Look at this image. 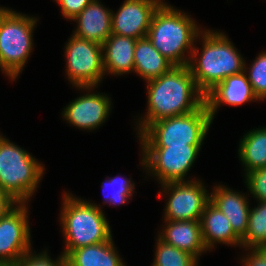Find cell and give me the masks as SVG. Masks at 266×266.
<instances>
[{
    "label": "cell",
    "mask_w": 266,
    "mask_h": 266,
    "mask_svg": "<svg viewBox=\"0 0 266 266\" xmlns=\"http://www.w3.org/2000/svg\"><path fill=\"white\" fill-rule=\"evenodd\" d=\"M146 82L148 111L146 119L140 120L138 133L150 123L189 114L205 103V95L197 87L188 65L173 66L167 73Z\"/></svg>",
    "instance_id": "cell-1"
},
{
    "label": "cell",
    "mask_w": 266,
    "mask_h": 266,
    "mask_svg": "<svg viewBox=\"0 0 266 266\" xmlns=\"http://www.w3.org/2000/svg\"><path fill=\"white\" fill-rule=\"evenodd\" d=\"M198 29L195 21L185 13L162 3L153 14L147 37L174 66H186L190 62L184 58L187 49L192 50V57L198 56V50L192 47L200 33Z\"/></svg>",
    "instance_id": "cell-2"
},
{
    "label": "cell",
    "mask_w": 266,
    "mask_h": 266,
    "mask_svg": "<svg viewBox=\"0 0 266 266\" xmlns=\"http://www.w3.org/2000/svg\"><path fill=\"white\" fill-rule=\"evenodd\" d=\"M204 32L202 54L200 58L192 57L194 63L190 61L188 66L197 87L206 95L225 78L245 71L246 67L245 61L223 33Z\"/></svg>",
    "instance_id": "cell-3"
},
{
    "label": "cell",
    "mask_w": 266,
    "mask_h": 266,
    "mask_svg": "<svg viewBox=\"0 0 266 266\" xmlns=\"http://www.w3.org/2000/svg\"><path fill=\"white\" fill-rule=\"evenodd\" d=\"M61 223L66 240V257L72 250L109 241L111 230L102 210L90 202L65 193Z\"/></svg>",
    "instance_id": "cell-4"
},
{
    "label": "cell",
    "mask_w": 266,
    "mask_h": 266,
    "mask_svg": "<svg viewBox=\"0 0 266 266\" xmlns=\"http://www.w3.org/2000/svg\"><path fill=\"white\" fill-rule=\"evenodd\" d=\"M44 172L25 150L0 136V189L16 202L26 203L37 188Z\"/></svg>",
    "instance_id": "cell-5"
},
{
    "label": "cell",
    "mask_w": 266,
    "mask_h": 266,
    "mask_svg": "<svg viewBox=\"0 0 266 266\" xmlns=\"http://www.w3.org/2000/svg\"><path fill=\"white\" fill-rule=\"evenodd\" d=\"M211 123V115L204 103L189 114L150 123L138 135L142 146L201 145Z\"/></svg>",
    "instance_id": "cell-6"
},
{
    "label": "cell",
    "mask_w": 266,
    "mask_h": 266,
    "mask_svg": "<svg viewBox=\"0 0 266 266\" xmlns=\"http://www.w3.org/2000/svg\"><path fill=\"white\" fill-rule=\"evenodd\" d=\"M36 19L0 7L1 69L15 80L32 50Z\"/></svg>",
    "instance_id": "cell-7"
},
{
    "label": "cell",
    "mask_w": 266,
    "mask_h": 266,
    "mask_svg": "<svg viewBox=\"0 0 266 266\" xmlns=\"http://www.w3.org/2000/svg\"><path fill=\"white\" fill-rule=\"evenodd\" d=\"M67 75L80 89H92L104 75L102 45L73 35L66 44Z\"/></svg>",
    "instance_id": "cell-8"
},
{
    "label": "cell",
    "mask_w": 266,
    "mask_h": 266,
    "mask_svg": "<svg viewBox=\"0 0 266 266\" xmlns=\"http://www.w3.org/2000/svg\"><path fill=\"white\" fill-rule=\"evenodd\" d=\"M201 145L142 146V164L162 184L184 182V177L194 163Z\"/></svg>",
    "instance_id": "cell-9"
},
{
    "label": "cell",
    "mask_w": 266,
    "mask_h": 266,
    "mask_svg": "<svg viewBox=\"0 0 266 266\" xmlns=\"http://www.w3.org/2000/svg\"><path fill=\"white\" fill-rule=\"evenodd\" d=\"M199 181L170 182L162 184L163 189L170 192L165 220L171 221H200L210 195Z\"/></svg>",
    "instance_id": "cell-10"
},
{
    "label": "cell",
    "mask_w": 266,
    "mask_h": 266,
    "mask_svg": "<svg viewBox=\"0 0 266 266\" xmlns=\"http://www.w3.org/2000/svg\"><path fill=\"white\" fill-rule=\"evenodd\" d=\"M19 205L0 218V264L3 265H14L30 251L27 207L25 203Z\"/></svg>",
    "instance_id": "cell-11"
},
{
    "label": "cell",
    "mask_w": 266,
    "mask_h": 266,
    "mask_svg": "<svg viewBox=\"0 0 266 266\" xmlns=\"http://www.w3.org/2000/svg\"><path fill=\"white\" fill-rule=\"evenodd\" d=\"M161 0H125L116 14L112 13V34L140 39L147 37L153 14Z\"/></svg>",
    "instance_id": "cell-12"
},
{
    "label": "cell",
    "mask_w": 266,
    "mask_h": 266,
    "mask_svg": "<svg viewBox=\"0 0 266 266\" xmlns=\"http://www.w3.org/2000/svg\"><path fill=\"white\" fill-rule=\"evenodd\" d=\"M110 103V99L104 95L94 93L81 95L64 108L63 116L81 129H96L108 117Z\"/></svg>",
    "instance_id": "cell-13"
},
{
    "label": "cell",
    "mask_w": 266,
    "mask_h": 266,
    "mask_svg": "<svg viewBox=\"0 0 266 266\" xmlns=\"http://www.w3.org/2000/svg\"><path fill=\"white\" fill-rule=\"evenodd\" d=\"M245 72L228 76L205 95V104L212 120L221 103L238 106L253 99L258 100Z\"/></svg>",
    "instance_id": "cell-14"
},
{
    "label": "cell",
    "mask_w": 266,
    "mask_h": 266,
    "mask_svg": "<svg viewBox=\"0 0 266 266\" xmlns=\"http://www.w3.org/2000/svg\"><path fill=\"white\" fill-rule=\"evenodd\" d=\"M112 12L105 9L98 0H93L72 20H77L73 35L103 44L112 34Z\"/></svg>",
    "instance_id": "cell-15"
},
{
    "label": "cell",
    "mask_w": 266,
    "mask_h": 266,
    "mask_svg": "<svg viewBox=\"0 0 266 266\" xmlns=\"http://www.w3.org/2000/svg\"><path fill=\"white\" fill-rule=\"evenodd\" d=\"M210 202L230 221L234 233L242 239L247 231L250 208L245 196L223 187H214Z\"/></svg>",
    "instance_id": "cell-16"
},
{
    "label": "cell",
    "mask_w": 266,
    "mask_h": 266,
    "mask_svg": "<svg viewBox=\"0 0 266 266\" xmlns=\"http://www.w3.org/2000/svg\"><path fill=\"white\" fill-rule=\"evenodd\" d=\"M167 221L166 228L158 237L165 243L190 253L198 258L206 251L200 221Z\"/></svg>",
    "instance_id": "cell-17"
},
{
    "label": "cell",
    "mask_w": 266,
    "mask_h": 266,
    "mask_svg": "<svg viewBox=\"0 0 266 266\" xmlns=\"http://www.w3.org/2000/svg\"><path fill=\"white\" fill-rule=\"evenodd\" d=\"M137 40L131 37L111 34L102 44L105 72L115 74L134 71V51Z\"/></svg>",
    "instance_id": "cell-18"
},
{
    "label": "cell",
    "mask_w": 266,
    "mask_h": 266,
    "mask_svg": "<svg viewBox=\"0 0 266 266\" xmlns=\"http://www.w3.org/2000/svg\"><path fill=\"white\" fill-rule=\"evenodd\" d=\"M200 224L207 250L214 247V242L241 245V239L234 233L228 218L210 201L204 208Z\"/></svg>",
    "instance_id": "cell-19"
},
{
    "label": "cell",
    "mask_w": 266,
    "mask_h": 266,
    "mask_svg": "<svg viewBox=\"0 0 266 266\" xmlns=\"http://www.w3.org/2000/svg\"><path fill=\"white\" fill-rule=\"evenodd\" d=\"M174 65L157 51L148 37L137 39L134 51V71L151 80L167 73Z\"/></svg>",
    "instance_id": "cell-20"
},
{
    "label": "cell",
    "mask_w": 266,
    "mask_h": 266,
    "mask_svg": "<svg viewBox=\"0 0 266 266\" xmlns=\"http://www.w3.org/2000/svg\"><path fill=\"white\" fill-rule=\"evenodd\" d=\"M65 261L70 266H125L109 241L72 250Z\"/></svg>",
    "instance_id": "cell-21"
},
{
    "label": "cell",
    "mask_w": 266,
    "mask_h": 266,
    "mask_svg": "<svg viewBox=\"0 0 266 266\" xmlns=\"http://www.w3.org/2000/svg\"><path fill=\"white\" fill-rule=\"evenodd\" d=\"M239 157L246 166V173L266 168V128L248 132L242 139Z\"/></svg>",
    "instance_id": "cell-22"
},
{
    "label": "cell",
    "mask_w": 266,
    "mask_h": 266,
    "mask_svg": "<svg viewBox=\"0 0 266 266\" xmlns=\"http://www.w3.org/2000/svg\"><path fill=\"white\" fill-rule=\"evenodd\" d=\"M260 204L250 209L247 231L241 239V246L250 249L266 248V201H260Z\"/></svg>",
    "instance_id": "cell-23"
},
{
    "label": "cell",
    "mask_w": 266,
    "mask_h": 266,
    "mask_svg": "<svg viewBox=\"0 0 266 266\" xmlns=\"http://www.w3.org/2000/svg\"><path fill=\"white\" fill-rule=\"evenodd\" d=\"M155 260L152 266H197V258L162 241L158 237Z\"/></svg>",
    "instance_id": "cell-24"
},
{
    "label": "cell",
    "mask_w": 266,
    "mask_h": 266,
    "mask_svg": "<svg viewBox=\"0 0 266 266\" xmlns=\"http://www.w3.org/2000/svg\"><path fill=\"white\" fill-rule=\"evenodd\" d=\"M248 80L258 99L266 98V52L260 54L252 63Z\"/></svg>",
    "instance_id": "cell-25"
},
{
    "label": "cell",
    "mask_w": 266,
    "mask_h": 266,
    "mask_svg": "<svg viewBox=\"0 0 266 266\" xmlns=\"http://www.w3.org/2000/svg\"><path fill=\"white\" fill-rule=\"evenodd\" d=\"M130 181L131 180L114 177L112 179L110 178V180H107L105 183L102 182V188L111 186L113 191L109 198L107 196L105 197V201H108L113 205L126 203L127 199L131 197L134 192V184ZM114 185L117 186V190L114 188Z\"/></svg>",
    "instance_id": "cell-26"
},
{
    "label": "cell",
    "mask_w": 266,
    "mask_h": 266,
    "mask_svg": "<svg viewBox=\"0 0 266 266\" xmlns=\"http://www.w3.org/2000/svg\"><path fill=\"white\" fill-rule=\"evenodd\" d=\"M246 183L250 192L260 201H266V168L246 173Z\"/></svg>",
    "instance_id": "cell-27"
},
{
    "label": "cell",
    "mask_w": 266,
    "mask_h": 266,
    "mask_svg": "<svg viewBox=\"0 0 266 266\" xmlns=\"http://www.w3.org/2000/svg\"><path fill=\"white\" fill-rule=\"evenodd\" d=\"M52 261L46 254V251L40 255H33L28 251L16 261L14 266H62L65 262V256L62 254L58 260Z\"/></svg>",
    "instance_id": "cell-28"
},
{
    "label": "cell",
    "mask_w": 266,
    "mask_h": 266,
    "mask_svg": "<svg viewBox=\"0 0 266 266\" xmlns=\"http://www.w3.org/2000/svg\"><path fill=\"white\" fill-rule=\"evenodd\" d=\"M93 0H56L61 5V12L67 19H73Z\"/></svg>",
    "instance_id": "cell-29"
},
{
    "label": "cell",
    "mask_w": 266,
    "mask_h": 266,
    "mask_svg": "<svg viewBox=\"0 0 266 266\" xmlns=\"http://www.w3.org/2000/svg\"><path fill=\"white\" fill-rule=\"evenodd\" d=\"M248 257L244 258L245 266H266V248H253ZM250 256V257H249Z\"/></svg>",
    "instance_id": "cell-30"
},
{
    "label": "cell",
    "mask_w": 266,
    "mask_h": 266,
    "mask_svg": "<svg viewBox=\"0 0 266 266\" xmlns=\"http://www.w3.org/2000/svg\"><path fill=\"white\" fill-rule=\"evenodd\" d=\"M14 204L18 205L9 194L0 189V218L4 217L10 210L14 208Z\"/></svg>",
    "instance_id": "cell-31"
},
{
    "label": "cell",
    "mask_w": 266,
    "mask_h": 266,
    "mask_svg": "<svg viewBox=\"0 0 266 266\" xmlns=\"http://www.w3.org/2000/svg\"><path fill=\"white\" fill-rule=\"evenodd\" d=\"M62 266H70V265L65 261Z\"/></svg>",
    "instance_id": "cell-32"
}]
</instances>
